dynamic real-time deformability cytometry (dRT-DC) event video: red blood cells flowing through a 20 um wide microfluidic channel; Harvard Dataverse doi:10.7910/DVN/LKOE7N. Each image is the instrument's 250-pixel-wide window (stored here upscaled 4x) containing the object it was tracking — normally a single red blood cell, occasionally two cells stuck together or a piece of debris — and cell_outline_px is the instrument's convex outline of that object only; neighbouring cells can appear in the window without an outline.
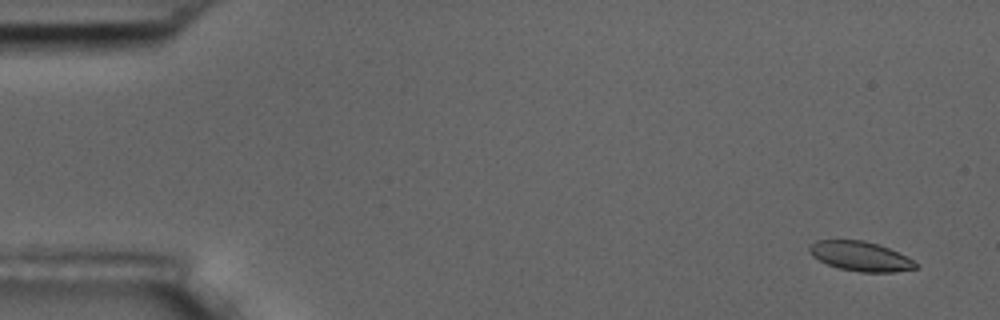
{"species": "common noctule bat (a hibernating species)", "species_latin": "Nyctalus noctula", "temperature_condition": "room temperature", "stored_images_in_passage": 5, "camera_frame_rate_fps": 3000, "um_per_image_px": 0.085, "animal": {"sex": "male", "body_mass_g": 17.5, "forearm_length_mm": 52.3}, "frame": {"image": 1, "passage_image": 2, "time_ms": 1.0, "image_size_px": [1000, 320], "cell_outline_px": [[920, 264], [916, 268], [892, 272], [860, 272], [840, 268], [828, 264], [812, 256], [808, 252], [808, 248], [816, 240], [864, 240], [880, 244]], "centroid_in_image_um": [73.12, 21.77], "position_along_channel_um": 11.9, "area_um2": 18.15}}